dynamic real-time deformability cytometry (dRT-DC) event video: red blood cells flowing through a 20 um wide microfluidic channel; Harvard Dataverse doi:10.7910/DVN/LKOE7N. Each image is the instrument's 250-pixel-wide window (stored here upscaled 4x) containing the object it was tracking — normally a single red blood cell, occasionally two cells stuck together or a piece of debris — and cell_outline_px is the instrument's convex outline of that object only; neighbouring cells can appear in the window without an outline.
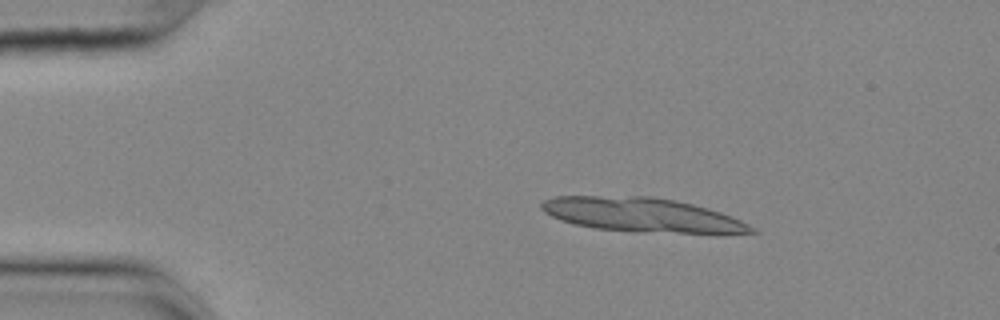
{"species": "common noctule bat (a hibernating species)", "species_latin": "Nyctalus noctula", "temperature_condition": "cold", "stored_images_in_passage": 12, "camera_frame_rate_fps": 3000, "um_per_image_px": 0.085, "animal": {"sex": "female", "body_mass_g": 25.1}, "frame": {"image": 1, "passage_image": 6, "time_ms": 1.667, "image_size_px": [1000, 320], "cell_outline_px": [[760, 232], [724, 236], [716, 236], [636, 232], [592, 228], [572, 224], [560, 220], [544, 212], [540, 208], [540, 204], [544, 200], [556, 196], [652, 196], [692, 204], [708, 208], [732, 216], [756, 228]], "centroid_in_image_um": [54.72, 18.32], "position_along_channel_um": 30.3, "area_um2": 43.35}}